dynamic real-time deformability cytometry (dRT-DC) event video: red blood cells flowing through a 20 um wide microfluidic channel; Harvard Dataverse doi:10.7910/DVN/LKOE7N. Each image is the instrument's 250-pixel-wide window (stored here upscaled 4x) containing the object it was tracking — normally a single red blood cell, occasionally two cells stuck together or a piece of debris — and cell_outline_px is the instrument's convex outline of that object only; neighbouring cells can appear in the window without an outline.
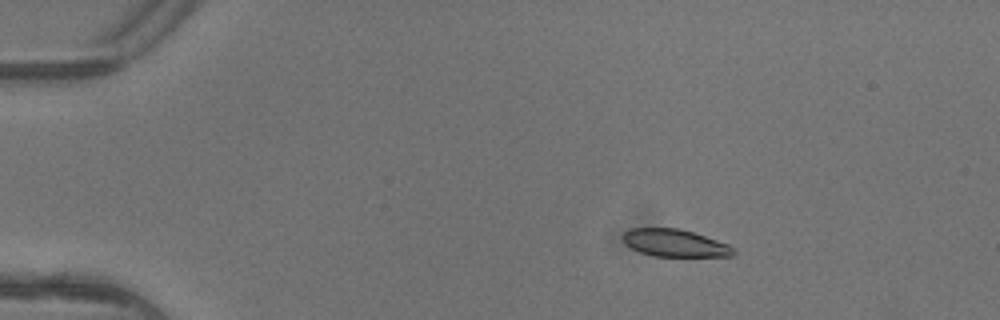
{"species": "common noctule bat (a hibernating species)", "species_latin": "Nyctalus noctula", "temperature_condition": "warm", "stored_images_in_passage": 6, "camera_frame_rate_fps": 3000, "um_per_image_px": 0.085, "animal": {"sex": "female"}, "frame": {"image": 1, "passage_image": 3, "time_ms": 0.667, "image_size_px": [1000, 320], "cell_outline_px": [[736, 252], [732, 256], [656, 256], [640, 252], [632, 248], [620, 236], [628, 228], [680, 228], [728, 244], [736, 248]], "centroid_in_image_um": [57.37, 20.65], "position_along_channel_um": 27.6, "area_um2": 17.57}}
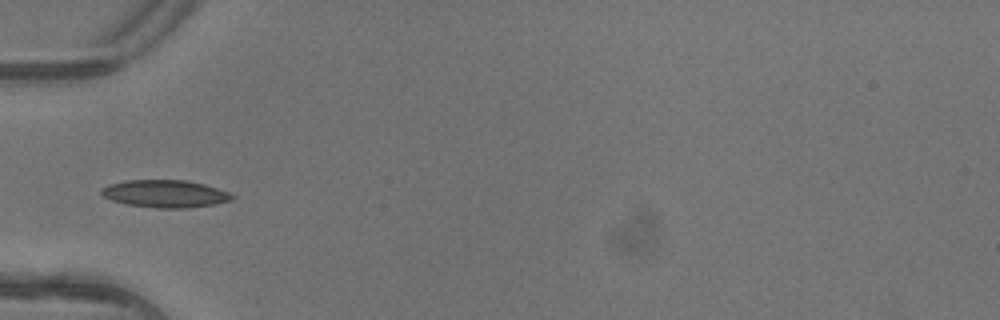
{"frame": {"image": 2, "passage_image": 5, "time_ms": 1.333, "image_size_px": [1000, 320], "cell_outline_px": [[236, 196], [232, 200], [216, 204], [188, 208], [156, 208], [128, 204], [112, 200], [104, 196], [100, 192], [108, 184], [124, 180], [184, 180], [204, 184], [228, 192]], "centroid_in_image_um": [14.06, 16.47], "position_along_channel_um": 70.9, "area_um2": 20.87}}
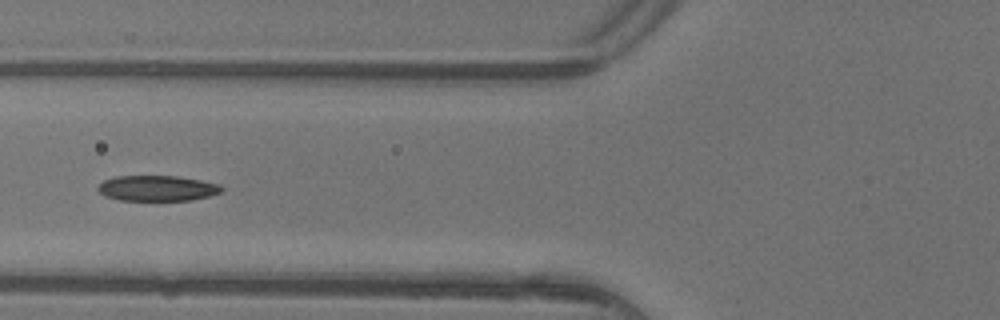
{"frame": {"image": 3, "passage_image": 6, "time_ms": 1.667, "image_size_px": [1000, 320], "cell_outline_px": [[224, 188], [220, 192], [208, 196], [192, 200], [120, 200], [104, 196], [96, 188], [104, 180], [116, 176], [176, 176], [200, 180], [220, 184]], "centroid_in_image_um": [13.36, 16.0], "position_along_channel_um": 112.4, "area_um2": 18.32}}